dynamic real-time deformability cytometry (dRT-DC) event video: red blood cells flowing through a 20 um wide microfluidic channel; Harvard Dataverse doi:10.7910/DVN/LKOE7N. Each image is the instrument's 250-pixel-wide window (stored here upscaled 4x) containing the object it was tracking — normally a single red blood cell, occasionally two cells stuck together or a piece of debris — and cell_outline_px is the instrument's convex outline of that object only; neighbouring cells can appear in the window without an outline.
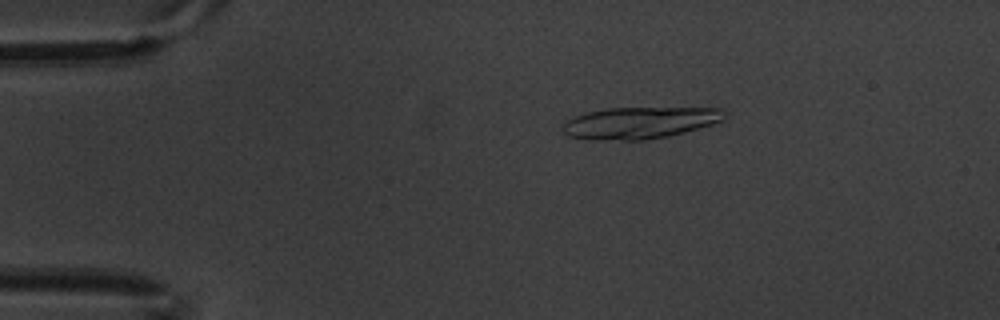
{"species": "common noctule bat (a hibernating species)", "species_latin": "Nyctalus noctula", "temperature_condition": "warm", "stored_images_in_passage": 5, "camera_frame_rate_fps": 3000, "um_per_image_px": 0.085, "animal": {"sex": "male", "body_mass_g": 20.1, "forearm_length_mm": 53.5}, "frame": {"image": 1, "passage_image": 3, "time_ms": 0.667, "image_size_px": [1000, 320], "cell_outline_px": [[728, 112], [724, 120], [712, 124], [684, 132], [668, 136], [644, 140], [588, 140], [568, 136], [564, 132], [560, 124], [564, 120], [572, 116], [588, 112], [608, 108], [724, 108]], "centroid_in_image_um": [54.34, 10.44], "position_along_channel_um": 30.7, "area_um2": 30.29}}